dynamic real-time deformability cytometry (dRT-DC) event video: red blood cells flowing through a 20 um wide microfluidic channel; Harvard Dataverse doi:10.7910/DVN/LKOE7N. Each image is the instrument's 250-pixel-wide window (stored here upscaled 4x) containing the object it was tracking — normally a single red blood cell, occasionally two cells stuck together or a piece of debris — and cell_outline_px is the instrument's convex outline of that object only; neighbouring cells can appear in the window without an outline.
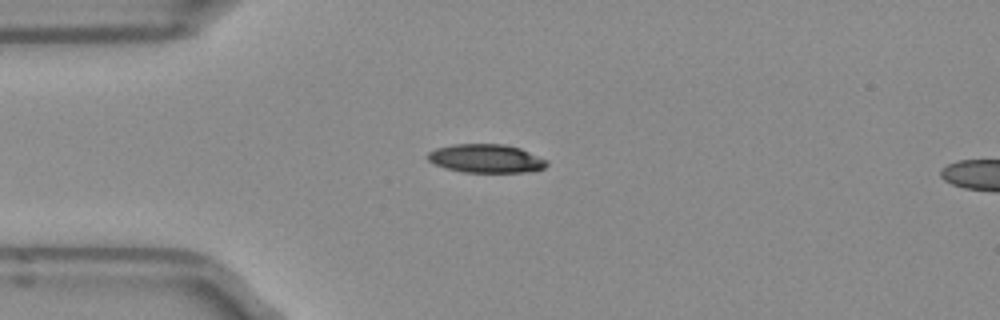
{"species": "Egyptian fruit bat (a non-hibernating species)", "species_latin": "Rousettus aegyptiacus", "temperature_condition": "room temperature", "stored_images_in_passage": 3, "camera_frame_rate_fps": 3000, "um_per_image_px": 0.085, "frame": {"image": 1, "passage_image": 1, "time_ms": 0.0, "image_size_px": [1000, 320], "cell_outline_px": [[548, 164], [544, 168], [528, 172], [464, 172], [448, 168], [436, 164], [428, 160], [428, 152], [436, 148], [452, 144], [504, 144], [520, 148], [548, 160]], "centroid_in_image_um": [41.34, 13.46], "position_along_channel_um": 43.7, "area_um2": 19.71}}
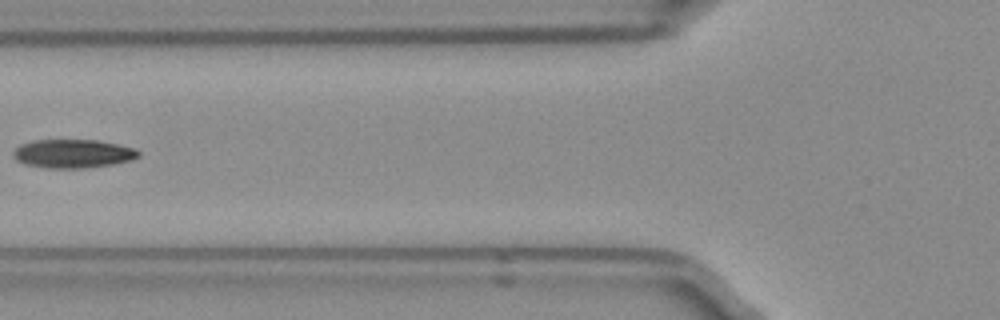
{"frame": {"image": 2, "passage_image": 3, "time_ms": 0.667, "image_size_px": [1000, 320], "cell_outline_px": [[140, 156], [132, 160], [112, 164], [80, 168], [48, 168], [24, 164], [16, 160], [12, 156], [12, 152], [20, 144], [36, 140], [96, 140], [136, 148], [140, 152]], "centroid_in_image_um": [6.19, 13.06], "position_along_channel_um": 119.6, "area_um2": 20.87}}